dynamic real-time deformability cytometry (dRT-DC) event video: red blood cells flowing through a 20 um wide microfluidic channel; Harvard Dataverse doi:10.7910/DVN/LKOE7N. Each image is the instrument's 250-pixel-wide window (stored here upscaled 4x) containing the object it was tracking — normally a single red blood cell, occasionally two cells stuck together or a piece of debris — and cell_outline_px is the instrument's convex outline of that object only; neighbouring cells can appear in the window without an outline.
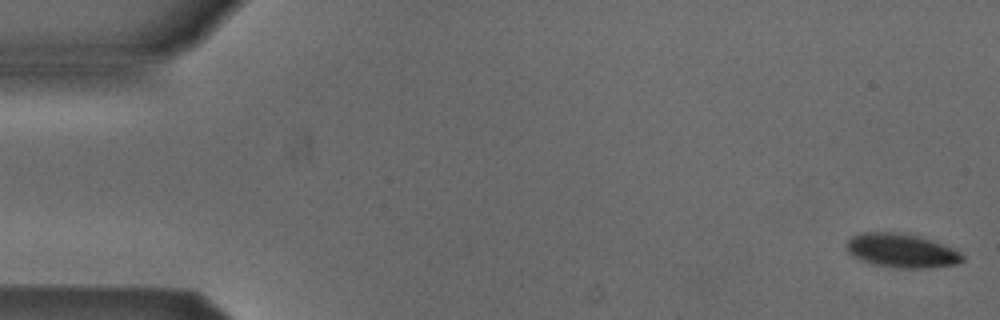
{"species": "Egyptian fruit bat (a non-hibernating species)", "species_latin": "Rousettus aegyptiacus", "temperature_condition": "cold", "stored_images_in_passage": 47, "camera_frame_rate_fps": 3000, "um_per_image_px": 0.085, "animal": {"sex": "male"}, "frame": {"image": 1, "passage_image": 1, "time_ms": 0.0, "image_size_px": [1000, 320], "cell_outline_px": [[964, 260], [956, 264], [932, 268], [896, 268], [872, 264], [860, 260], [852, 256], [844, 248], [848, 240], [852, 236], [864, 232], [892, 232], [916, 236], [932, 240], [952, 248], [960, 252], [964, 256]], "centroid_in_image_um": [76.61, 21.32], "position_along_channel_um": 8.4, "area_um2": 23.0}}
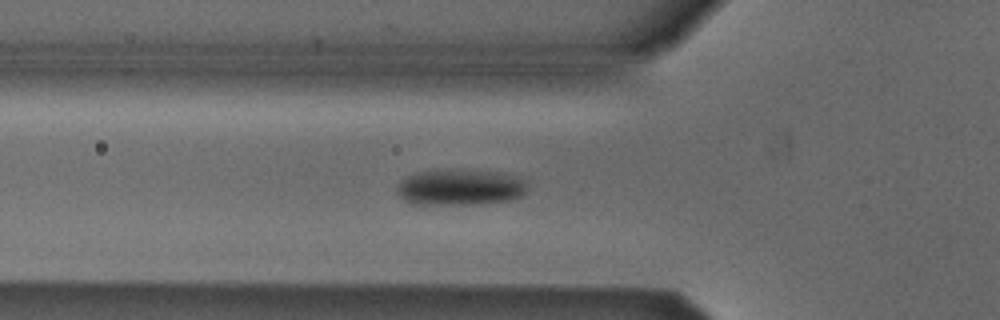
{"frame": {"image": 2, "passage_image": 18, "time_ms": 5.667, "image_size_px": [1000, 320], "cell_outline_px": [[528, 192], [512, 200], [480, 204], [412, 204], [404, 200], [396, 192], [396, 184], [400, 180], [416, 172], [436, 168], [448, 168], [496, 172], [524, 180], [528, 188]], "centroid_in_image_um": [39.05, 15.91], "position_along_channel_um": 86.8, "area_um2": 27.98}}
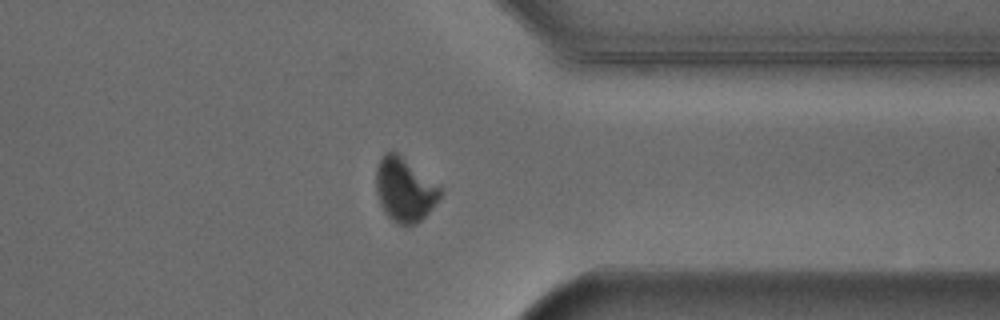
{"frame": {"image": 3, "passage_image": 41, "time_ms": 13.333, "image_size_px": [1000, 320], "cell_outline_px": [[440, 196], [428, 212], [416, 224], [400, 224], [392, 220], [388, 216], [380, 204], [376, 192], [376, 168], [384, 152], [396, 152], [440, 188]], "centroid_in_image_um": [34.34, 16.13], "position_along_channel_um": 377.1, "area_um2": 23.0}, "authors_computed_cell_mechanics": {"area_um2": 25.7788, "velocity_mm_per_s": 3.8676, "shape_relaxation_time_tau1_ms": 3.2439, "shape_relaxation_time_tau2_ms": null, "deformation_change_tau1": 0.1105, "deformation_change_tau2": null}}